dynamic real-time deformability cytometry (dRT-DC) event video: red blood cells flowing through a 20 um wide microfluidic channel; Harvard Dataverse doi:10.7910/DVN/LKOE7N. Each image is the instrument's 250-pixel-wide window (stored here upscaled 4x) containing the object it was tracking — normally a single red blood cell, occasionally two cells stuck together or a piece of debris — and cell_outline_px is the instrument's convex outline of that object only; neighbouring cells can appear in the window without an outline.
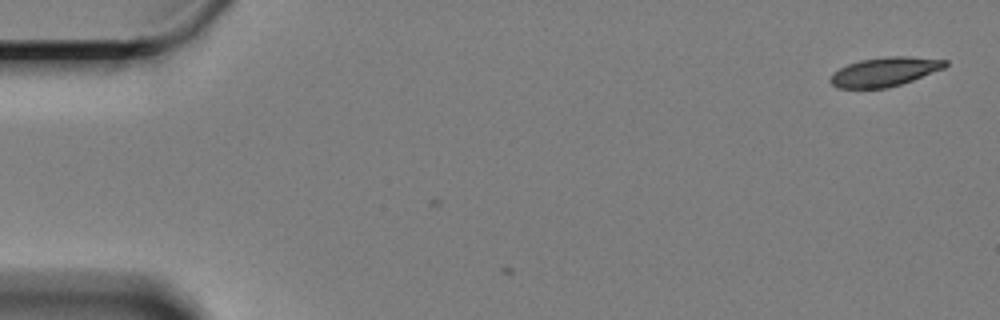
{"species": "Egyptian fruit bat (a non-hibernating species)", "species_latin": "Rousettus aegyptiacus", "temperature_condition": "cold", "stored_images_in_passage": 2, "camera_frame_rate_fps": 3000, "um_per_image_px": 0.085, "animal": {"sex": "female"}, "frame": {"image": 1, "passage_image": 2, "time_ms": 0.333, "image_size_px": [1000, 320], "cell_outline_px": [[948, 64], [944, 68], [912, 80], [888, 88], [836, 88], [828, 80], [832, 72], [848, 64], [860, 60], [884, 56], [908, 56], [948, 60]], "centroid_in_image_um": [75.17, 6.09], "position_along_channel_um": 9.8, "area_um2": 19.54}}